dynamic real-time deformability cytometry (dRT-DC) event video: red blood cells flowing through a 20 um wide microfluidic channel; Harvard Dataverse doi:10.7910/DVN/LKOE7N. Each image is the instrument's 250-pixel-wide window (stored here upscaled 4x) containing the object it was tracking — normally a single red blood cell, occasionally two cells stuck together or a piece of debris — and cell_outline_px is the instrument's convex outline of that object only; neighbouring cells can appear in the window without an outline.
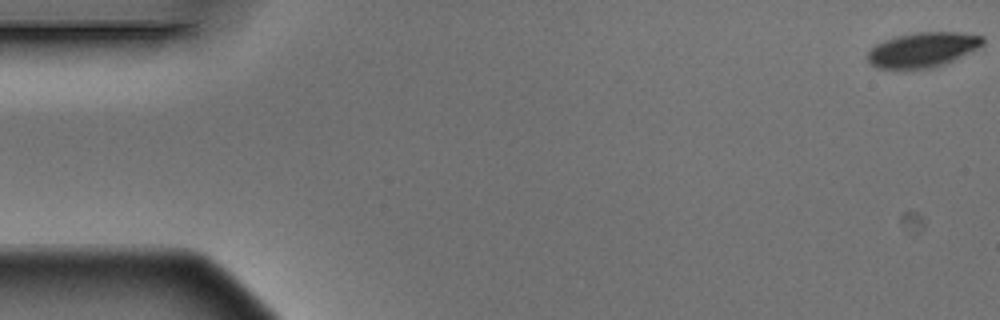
{"species": "Egyptian fruit bat (a non-hibernating species)", "species_latin": "Rousettus aegyptiacus", "temperature_condition": "warm", "stored_images_in_passage": 10, "camera_frame_rate_fps": 3000, "um_per_image_px": 0.085, "animal": {"sex": "male"}, "frame": {"image": 1, "passage_image": 1, "time_ms": 0.0, "image_size_px": [1000, 320], "cell_outline_px": [[984, 44], [980, 48], [944, 64], [932, 68], [908, 72], [876, 68], [868, 60], [868, 52], [876, 44], [884, 40], [896, 36], [916, 32], [956, 32], [984, 36]], "centroid_in_image_um": [78.41, 4.27], "position_along_channel_um": 6.6, "area_um2": 24.1}}
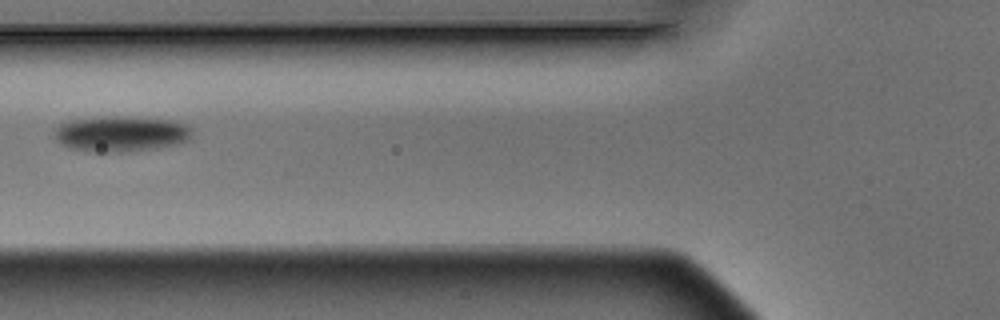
{"frame": {"image": 2, "passage_image": 7, "time_ms": 2.0, "image_size_px": [1000, 320], "cell_outline_px": [[192, 136], [188, 140], [176, 144], [160, 148], [124, 152], [92, 152], [72, 148], [60, 144], [56, 140], [56, 128], [60, 124], [68, 120], [112, 116], [128, 116], [172, 120], [188, 124], [192, 128]], "centroid_in_image_um": [10.33, 11.37], "position_along_channel_um": 115.5, "area_um2": 28.9}}
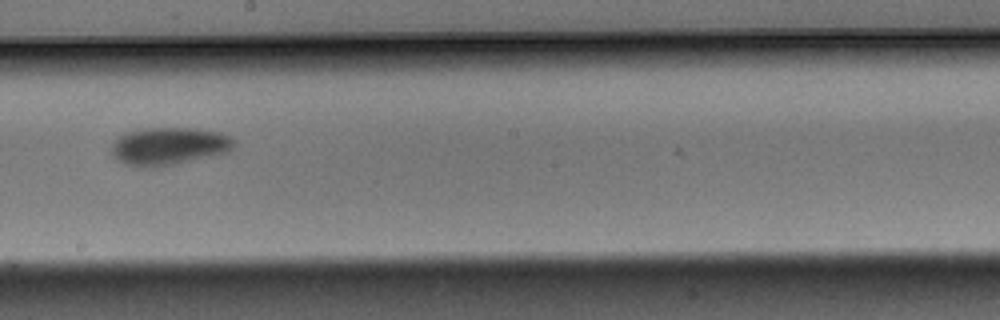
{"frame": {"image": 3, "passage_image": 10, "time_ms": 3.0, "image_size_px": [1000, 320], "cell_outline_px": [[236, 140], [232, 148], [228, 152], [176, 164], [156, 168], [136, 168], [124, 164], [116, 160], [108, 152], [112, 144], [124, 132], [144, 128], [192, 128], [220, 132]], "centroid_in_image_um": [14.28, 12.44], "position_along_channel_um": 233.9, "area_um2": 27.46}}